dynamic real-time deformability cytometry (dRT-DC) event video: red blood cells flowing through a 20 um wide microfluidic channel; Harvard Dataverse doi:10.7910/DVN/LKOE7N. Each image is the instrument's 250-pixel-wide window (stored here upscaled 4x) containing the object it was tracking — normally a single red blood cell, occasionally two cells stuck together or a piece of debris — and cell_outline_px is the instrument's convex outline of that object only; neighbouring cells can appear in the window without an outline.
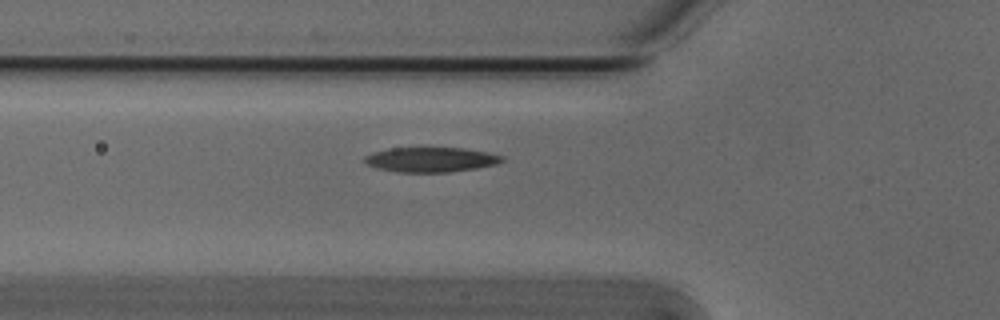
{"species": "Egyptian fruit bat (a non-hibernating species)", "species_latin": "Rousettus aegyptiacus", "temperature_condition": "cold", "stored_images_in_passage": 39, "camera_frame_rate_fps": 3000, "um_per_image_px": 0.085, "animal": {"sex": "male"}, "frame": {"image": 1, "passage_image": 10, "time_ms": 3.0, "image_size_px": [1000, 320], "cell_outline_px": [[504, 160], [496, 164], [476, 168], [448, 172], [396, 172], [376, 168], [368, 164], [364, 160], [364, 156], [372, 152], [388, 148], [464, 148], [488, 152], [504, 156]], "centroid_in_image_um": [36.61, 13.56], "position_along_channel_um": 89.2, "area_um2": 19.88}}
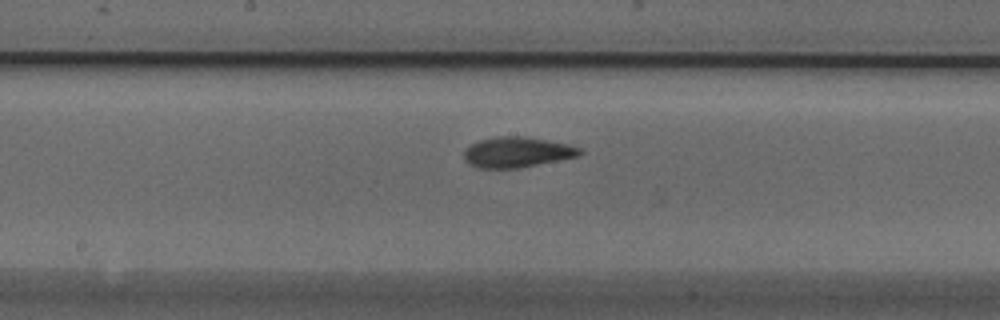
{"frame": {"image": 2, "passage_image": 19, "time_ms": 6.0, "image_size_px": [1000, 320], "cell_outline_px": [[584, 152], [580, 156], [520, 168], [480, 168], [464, 160], [464, 148], [480, 140], [496, 136], [524, 136], [568, 144], [580, 148]], "centroid_in_image_um": [43.97, 12.93], "position_along_channel_um": 204.2, "area_um2": 20.58}}
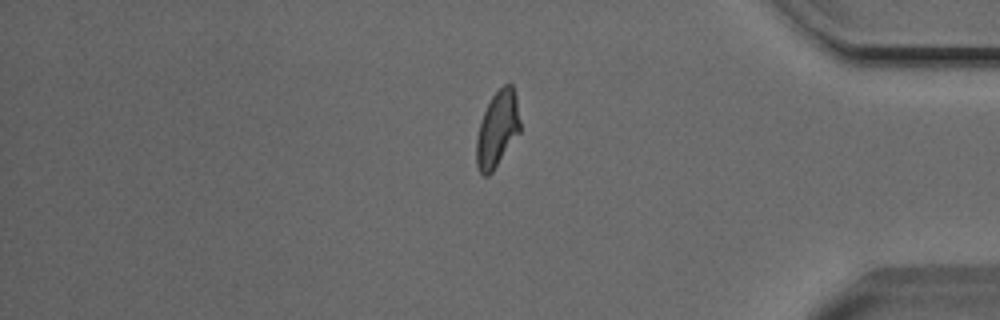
{"frame": {"image": 3, "passage_image": 36, "time_ms": 11.667, "image_size_px": [1000, 320], "cell_outline_px": [[520, 132], [492, 172], [488, 176], [484, 176], [480, 172], [476, 164], [476, 136], [480, 120], [492, 96], [504, 84], [512, 84], [516, 96], [520, 120]], "centroid_in_image_um": [42.26, 10.98], "position_along_channel_um": 392.9, "area_um2": 19.31}, "authors_computed_cell_mechanics": {"area_um2": 20.1144, "velocity_mm_per_s": 3.8306, "shape_relaxation_time_tau1_ms": 6.189, "shape_relaxation_time_tau2_ms": 3.2242, "deformation_change_tau1": 0.2074, "deformation_change_tau2": 0.0973}}